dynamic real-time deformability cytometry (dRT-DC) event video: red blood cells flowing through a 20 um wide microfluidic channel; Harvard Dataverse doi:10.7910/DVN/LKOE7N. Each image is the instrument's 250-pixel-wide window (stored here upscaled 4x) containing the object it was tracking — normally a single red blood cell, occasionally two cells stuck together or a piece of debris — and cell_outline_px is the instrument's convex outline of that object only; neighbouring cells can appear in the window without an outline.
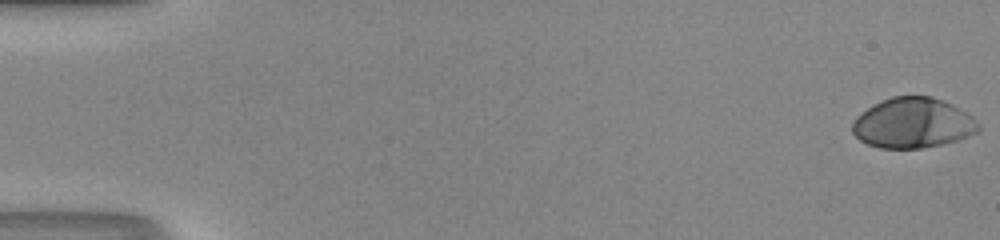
{"species": "human", "species_latin": "Homo sapiens", "temperature_condition": "room temperature", "stored_images_in_passage": 51, "camera_frame_rate_fps": 3000, "um_per_image_px": 0.085, "donor": {"sex": "male"}, "frame": {"image": 1, "passage_image": 1, "time_ms": 0.0, "image_size_px": [1000, 240], "cell_outline_px": [[980, 128], [976, 132], [968, 136], [956, 140], [940, 144], [920, 148], [880, 148], [868, 144], [860, 140], [852, 132], [852, 120], [856, 116], [872, 104], [880, 100], [892, 96], [932, 96], [952, 104], [960, 108], [972, 116], [980, 124]], "centroid_in_image_um": [77.57, 10.44], "position_along_channel_um": 7.4, "area_um2": 36.99}}
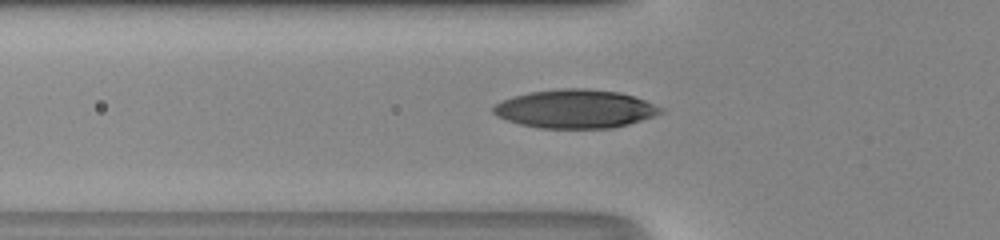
{"frame": {"image": 2, "passage_image": 19, "time_ms": 6.0, "image_size_px": [1000, 240], "cell_outline_px": [[664, 112], [628, 124], [612, 128], [540, 128], [520, 124], [496, 116], [492, 112], [492, 108], [496, 104], [504, 100], [528, 92], [560, 88], [584, 88], [620, 92], [644, 100], [664, 108]], "centroid_in_image_um": [48.89, 9.25], "position_along_channel_um": 76.9, "area_um2": 37.4}}
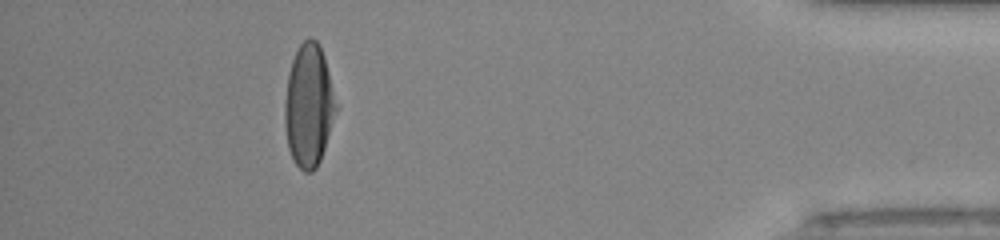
{"frame": {"image": 3, "passage_image": 46, "time_ms": 15.0, "image_size_px": [1000, 240], "cell_outline_px": [[336, 108], [324, 148], [320, 160], [316, 168], [312, 172], [304, 172], [296, 164], [288, 148], [284, 120], [284, 104], [288, 76], [292, 60], [300, 44], [308, 36], [316, 40], [324, 56], [328, 72]], "centroid_in_image_um": [26.2, 8.98], "position_along_channel_um": 409.0, "area_um2": 35.84}, "authors_computed_cell_mechanics": {"area_um2": 36.7608, "velocity_mm_per_s": 4.2559, "shape_relaxation_time_tau1_ms": 4.0801, "shape_relaxation_time_tau2_ms": null, "deformation_change_tau1": 0.2144, "deformation_change_tau2": null}}